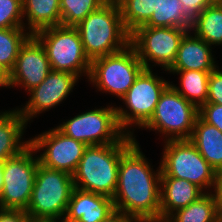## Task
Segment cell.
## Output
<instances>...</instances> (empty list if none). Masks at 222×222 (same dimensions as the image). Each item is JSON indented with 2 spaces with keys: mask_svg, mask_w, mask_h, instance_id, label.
Returning <instances> with one entry per match:
<instances>
[{
  "mask_svg": "<svg viewBox=\"0 0 222 222\" xmlns=\"http://www.w3.org/2000/svg\"><path fill=\"white\" fill-rule=\"evenodd\" d=\"M219 1H220V0H213L214 3H217V2H219Z\"/></svg>",
  "mask_w": 222,
  "mask_h": 222,
  "instance_id": "7bdbcfd3",
  "label": "cell"
},
{
  "mask_svg": "<svg viewBox=\"0 0 222 222\" xmlns=\"http://www.w3.org/2000/svg\"><path fill=\"white\" fill-rule=\"evenodd\" d=\"M133 143L88 146L72 174L77 189L113 198L121 155Z\"/></svg>",
  "mask_w": 222,
  "mask_h": 222,
  "instance_id": "3957f363",
  "label": "cell"
},
{
  "mask_svg": "<svg viewBox=\"0 0 222 222\" xmlns=\"http://www.w3.org/2000/svg\"><path fill=\"white\" fill-rule=\"evenodd\" d=\"M26 126L18 108L0 112V162L18 156L30 146V141H21Z\"/></svg>",
  "mask_w": 222,
  "mask_h": 222,
  "instance_id": "d6986e66",
  "label": "cell"
},
{
  "mask_svg": "<svg viewBox=\"0 0 222 222\" xmlns=\"http://www.w3.org/2000/svg\"><path fill=\"white\" fill-rule=\"evenodd\" d=\"M0 87H9L10 85V73L3 67L0 66Z\"/></svg>",
  "mask_w": 222,
  "mask_h": 222,
  "instance_id": "d590c367",
  "label": "cell"
},
{
  "mask_svg": "<svg viewBox=\"0 0 222 222\" xmlns=\"http://www.w3.org/2000/svg\"><path fill=\"white\" fill-rule=\"evenodd\" d=\"M56 128L64 135L87 146L136 141L134 136L127 135L119 126L114 106L83 112Z\"/></svg>",
  "mask_w": 222,
  "mask_h": 222,
  "instance_id": "8992f818",
  "label": "cell"
},
{
  "mask_svg": "<svg viewBox=\"0 0 222 222\" xmlns=\"http://www.w3.org/2000/svg\"><path fill=\"white\" fill-rule=\"evenodd\" d=\"M2 167H3V162H0V194H1L2 188H3Z\"/></svg>",
  "mask_w": 222,
  "mask_h": 222,
  "instance_id": "8d00e7d4",
  "label": "cell"
},
{
  "mask_svg": "<svg viewBox=\"0 0 222 222\" xmlns=\"http://www.w3.org/2000/svg\"><path fill=\"white\" fill-rule=\"evenodd\" d=\"M218 222H222V207L219 209Z\"/></svg>",
  "mask_w": 222,
  "mask_h": 222,
  "instance_id": "f35d334b",
  "label": "cell"
},
{
  "mask_svg": "<svg viewBox=\"0 0 222 222\" xmlns=\"http://www.w3.org/2000/svg\"><path fill=\"white\" fill-rule=\"evenodd\" d=\"M169 73L180 75L182 88L170 84L186 100L194 104L198 109L206 103L208 98V78L212 71L196 70H167ZM181 73V74H180Z\"/></svg>",
  "mask_w": 222,
  "mask_h": 222,
  "instance_id": "7402d4cb",
  "label": "cell"
},
{
  "mask_svg": "<svg viewBox=\"0 0 222 222\" xmlns=\"http://www.w3.org/2000/svg\"><path fill=\"white\" fill-rule=\"evenodd\" d=\"M158 0H126L121 6V16L126 30L131 33L143 26L157 9Z\"/></svg>",
  "mask_w": 222,
  "mask_h": 222,
  "instance_id": "4316f807",
  "label": "cell"
},
{
  "mask_svg": "<svg viewBox=\"0 0 222 222\" xmlns=\"http://www.w3.org/2000/svg\"><path fill=\"white\" fill-rule=\"evenodd\" d=\"M115 211L111 197L74 188L65 222H102Z\"/></svg>",
  "mask_w": 222,
  "mask_h": 222,
  "instance_id": "2e32d148",
  "label": "cell"
},
{
  "mask_svg": "<svg viewBox=\"0 0 222 222\" xmlns=\"http://www.w3.org/2000/svg\"><path fill=\"white\" fill-rule=\"evenodd\" d=\"M219 5H220V7L222 8V0H220L219 2H217Z\"/></svg>",
  "mask_w": 222,
  "mask_h": 222,
  "instance_id": "b9f144b4",
  "label": "cell"
},
{
  "mask_svg": "<svg viewBox=\"0 0 222 222\" xmlns=\"http://www.w3.org/2000/svg\"><path fill=\"white\" fill-rule=\"evenodd\" d=\"M74 188L71 174L39 164L25 210L31 222L63 220Z\"/></svg>",
  "mask_w": 222,
  "mask_h": 222,
  "instance_id": "277c9868",
  "label": "cell"
},
{
  "mask_svg": "<svg viewBox=\"0 0 222 222\" xmlns=\"http://www.w3.org/2000/svg\"><path fill=\"white\" fill-rule=\"evenodd\" d=\"M190 141L216 172L222 169V132L218 128L198 115Z\"/></svg>",
  "mask_w": 222,
  "mask_h": 222,
  "instance_id": "ffe728a7",
  "label": "cell"
},
{
  "mask_svg": "<svg viewBox=\"0 0 222 222\" xmlns=\"http://www.w3.org/2000/svg\"><path fill=\"white\" fill-rule=\"evenodd\" d=\"M51 66L46 50L40 41L31 35L21 46L15 65L10 71V85L25 88L28 92L37 87L50 73Z\"/></svg>",
  "mask_w": 222,
  "mask_h": 222,
  "instance_id": "5bb4252c",
  "label": "cell"
},
{
  "mask_svg": "<svg viewBox=\"0 0 222 222\" xmlns=\"http://www.w3.org/2000/svg\"><path fill=\"white\" fill-rule=\"evenodd\" d=\"M214 196L219 210L222 207V169L216 172Z\"/></svg>",
  "mask_w": 222,
  "mask_h": 222,
  "instance_id": "836d02e7",
  "label": "cell"
},
{
  "mask_svg": "<svg viewBox=\"0 0 222 222\" xmlns=\"http://www.w3.org/2000/svg\"><path fill=\"white\" fill-rule=\"evenodd\" d=\"M211 48L205 41L188 32L181 40L176 59L168 70L213 71L217 65Z\"/></svg>",
  "mask_w": 222,
  "mask_h": 222,
  "instance_id": "ac0fdd59",
  "label": "cell"
},
{
  "mask_svg": "<svg viewBox=\"0 0 222 222\" xmlns=\"http://www.w3.org/2000/svg\"><path fill=\"white\" fill-rule=\"evenodd\" d=\"M182 2L183 8L182 13L184 16L192 23L200 13L212 5L213 0H180Z\"/></svg>",
  "mask_w": 222,
  "mask_h": 222,
  "instance_id": "1f68e13d",
  "label": "cell"
},
{
  "mask_svg": "<svg viewBox=\"0 0 222 222\" xmlns=\"http://www.w3.org/2000/svg\"><path fill=\"white\" fill-rule=\"evenodd\" d=\"M147 160L137 141L121 155L112 198L115 210L139 222L160 219L161 166L155 172Z\"/></svg>",
  "mask_w": 222,
  "mask_h": 222,
  "instance_id": "6da1fadb",
  "label": "cell"
},
{
  "mask_svg": "<svg viewBox=\"0 0 222 222\" xmlns=\"http://www.w3.org/2000/svg\"><path fill=\"white\" fill-rule=\"evenodd\" d=\"M22 18V0H0V29L25 28Z\"/></svg>",
  "mask_w": 222,
  "mask_h": 222,
  "instance_id": "f1b7e54d",
  "label": "cell"
},
{
  "mask_svg": "<svg viewBox=\"0 0 222 222\" xmlns=\"http://www.w3.org/2000/svg\"><path fill=\"white\" fill-rule=\"evenodd\" d=\"M46 50L51 70L89 78L91 60L87 57L78 30L73 26H54L34 34Z\"/></svg>",
  "mask_w": 222,
  "mask_h": 222,
  "instance_id": "5b68a950",
  "label": "cell"
},
{
  "mask_svg": "<svg viewBox=\"0 0 222 222\" xmlns=\"http://www.w3.org/2000/svg\"><path fill=\"white\" fill-rule=\"evenodd\" d=\"M26 28L0 29V66L9 73L13 69L21 46L31 36Z\"/></svg>",
  "mask_w": 222,
  "mask_h": 222,
  "instance_id": "484cf974",
  "label": "cell"
},
{
  "mask_svg": "<svg viewBox=\"0 0 222 222\" xmlns=\"http://www.w3.org/2000/svg\"><path fill=\"white\" fill-rule=\"evenodd\" d=\"M170 84L153 74L152 69L144 68L140 72L133 85L121 98L129 110L116 107L119 126L127 135L133 136V132L129 130L132 125L142 128L150 120L161 94Z\"/></svg>",
  "mask_w": 222,
  "mask_h": 222,
  "instance_id": "52a82bcc",
  "label": "cell"
},
{
  "mask_svg": "<svg viewBox=\"0 0 222 222\" xmlns=\"http://www.w3.org/2000/svg\"><path fill=\"white\" fill-rule=\"evenodd\" d=\"M206 192L188 180L161 176L160 219H167L176 210L187 207Z\"/></svg>",
  "mask_w": 222,
  "mask_h": 222,
  "instance_id": "e0dca14e",
  "label": "cell"
},
{
  "mask_svg": "<svg viewBox=\"0 0 222 222\" xmlns=\"http://www.w3.org/2000/svg\"><path fill=\"white\" fill-rule=\"evenodd\" d=\"M188 32L177 27L139 26L130 33V45L145 69H151V61L167 71L174 63L181 40Z\"/></svg>",
  "mask_w": 222,
  "mask_h": 222,
  "instance_id": "8fae6325",
  "label": "cell"
},
{
  "mask_svg": "<svg viewBox=\"0 0 222 222\" xmlns=\"http://www.w3.org/2000/svg\"><path fill=\"white\" fill-rule=\"evenodd\" d=\"M37 222H60L59 220H52V221H37ZM61 222H65L64 220H61Z\"/></svg>",
  "mask_w": 222,
  "mask_h": 222,
  "instance_id": "ab89813d",
  "label": "cell"
},
{
  "mask_svg": "<svg viewBox=\"0 0 222 222\" xmlns=\"http://www.w3.org/2000/svg\"><path fill=\"white\" fill-rule=\"evenodd\" d=\"M23 20L26 16L29 33L61 25L60 0H22Z\"/></svg>",
  "mask_w": 222,
  "mask_h": 222,
  "instance_id": "44dd1931",
  "label": "cell"
},
{
  "mask_svg": "<svg viewBox=\"0 0 222 222\" xmlns=\"http://www.w3.org/2000/svg\"><path fill=\"white\" fill-rule=\"evenodd\" d=\"M219 210L212 192L205 193L187 207L178 209L166 220L168 222H218Z\"/></svg>",
  "mask_w": 222,
  "mask_h": 222,
  "instance_id": "603a6c76",
  "label": "cell"
},
{
  "mask_svg": "<svg viewBox=\"0 0 222 222\" xmlns=\"http://www.w3.org/2000/svg\"><path fill=\"white\" fill-rule=\"evenodd\" d=\"M102 222H139V221L131 216H128L120 211L115 210Z\"/></svg>",
  "mask_w": 222,
  "mask_h": 222,
  "instance_id": "e575fe53",
  "label": "cell"
},
{
  "mask_svg": "<svg viewBox=\"0 0 222 222\" xmlns=\"http://www.w3.org/2000/svg\"><path fill=\"white\" fill-rule=\"evenodd\" d=\"M198 115L206 123L214 125L222 132V105L205 103L199 108Z\"/></svg>",
  "mask_w": 222,
  "mask_h": 222,
  "instance_id": "4dcf8cb0",
  "label": "cell"
},
{
  "mask_svg": "<svg viewBox=\"0 0 222 222\" xmlns=\"http://www.w3.org/2000/svg\"><path fill=\"white\" fill-rule=\"evenodd\" d=\"M199 109L171 85L161 94L150 120L142 127L158 131L168 140H190Z\"/></svg>",
  "mask_w": 222,
  "mask_h": 222,
  "instance_id": "30bf717a",
  "label": "cell"
},
{
  "mask_svg": "<svg viewBox=\"0 0 222 222\" xmlns=\"http://www.w3.org/2000/svg\"><path fill=\"white\" fill-rule=\"evenodd\" d=\"M208 45L222 44V8L218 3L205 8L192 22L191 31Z\"/></svg>",
  "mask_w": 222,
  "mask_h": 222,
  "instance_id": "cb8c5ba5",
  "label": "cell"
},
{
  "mask_svg": "<svg viewBox=\"0 0 222 222\" xmlns=\"http://www.w3.org/2000/svg\"><path fill=\"white\" fill-rule=\"evenodd\" d=\"M75 74L51 70L48 76L29 91L30 99L19 112L28 123L31 118L56 105H59L71 93L78 81Z\"/></svg>",
  "mask_w": 222,
  "mask_h": 222,
  "instance_id": "9a60e30c",
  "label": "cell"
},
{
  "mask_svg": "<svg viewBox=\"0 0 222 222\" xmlns=\"http://www.w3.org/2000/svg\"><path fill=\"white\" fill-rule=\"evenodd\" d=\"M114 2L118 7H120L126 0H111Z\"/></svg>",
  "mask_w": 222,
  "mask_h": 222,
  "instance_id": "74e56055",
  "label": "cell"
},
{
  "mask_svg": "<svg viewBox=\"0 0 222 222\" xmlns=\"http://www.w3.org/2000/svg\"><path fill=\"white\" fill-rule=\"evenodd\" d=\"M108 0H60L61 25L75 27Z\"/></svg>",
  "mask_w": 222,
  "mask_h": 222,
  "instance_id": "83f0119b",
  "label": "cell"
},
{
  "mask_svg": "<svg viewBox=\"0 0 222 222\" xmlns=\"http://www.w3.org/2000/svg\"><path fill=\"white\" fill-rule=\"evenodd\" d=\"M0 222H31L25 210L0 208Z\"/></svg>",
  "mask_w": 222,
  "mask_h": 222,
  "instance_id": "d6a6232c",
  "label": "cell"
},
{
  "mask_svg": "<svg viewBox=\"0 0 222 222\" xmlns=\"http://www.w3.org/2000/svg\"><path fill=\"white\" fill-rule=\"evenodd\" d=\"M180 0H158L157 9L143 26L177 27L191 31L192 23L182 13Z\"/></svg>",
  "mask_w": 222,
  "mask_h": 222,
  "instance_id": "d4e9b609",
  "label": "cell"
},
{
  "mask_svg": "<svg viewBox=\"0 0 222 222\" xmlns=\"http://www.w3.org/2000/svg\"><path fill=\"white\" fill-rule=\"evenodd\" d=\"M164 143L161 176L188 180L203 191L214 189L216 171L190 140H168Z\"/></svg>",
  "mask_w": 222,
  "mask_h": 222,
  "instance_id": "9c48e42d",
  "label": "cell"
},
{
  "mask_svg": "<svg viewBox=\"0 0 222 222\" xmlns=\"http://www.w3.org/2000/svg\"><path fill=\"white\" fill-rule=\"evenodd\" d=\"M75 28L91 61L130 45V33L123 24L120 7L111 0L87 15Z\"/></svg>",
  "mask_w": 222,
  "mask_h": 222,
  "instance_id": "7a4b0ae2",
  "label": "cell"
},
{
  "mask_svg": "<svg viewBox=\"0 0 222 222\" xmlns=\"http://www.w3.org/2000/svg\"><path fill=\"white\" fill-rule=\"evenodd\" d=\"M35 153V150L29 146L18 156L3 162L0 208L27 209L39 165L38 155L35 157Z\"/></svg>",
  "mask_w": 222,
  "mask_h": 222,
  "instance_id": "7c38bea8",
  "label": "cell"
},
{
  "mask_svg": "<svg viewBox=\"0 0 222 222\" xmlns=\"http://www.w3.org/2000/svg\"><path fill=\"white\" fill-rule=\"evenodd\" d=\"M35 152H44L38 156L39 164L53 170L73 174L88 147L81 141L64 135L56 127L29 140Z\"/></svg>",
  "mask_w": 222,
  "mask_h": 222,
  "instance_id": "4fadbf2b",
  "label": "cell"
},
{
  "mask_svg": "<svg viewBox=\"0 0 222 222\" xmlns=\"http://www.w3.org/2000/svg\"><path fill=\"white\" fill-rule=\"evenodd\" d=\"M206 103L222 105V71L216 67L208 78V98Z\"/></svg>",
  "mask_w": 222,
  "mask_h": 222,
  "instance_id": "f546056e",
  "label": "cell"
},
{
  "mask_svg": "<svg viewBox=\"0 0 222 222\" xmlns=\"http://www.w3.org/2000/svg\"><path fill=\"white\" fill-rule=\"evenodd\" d=\"M144 69L135 49H125L91 61L89 80L99 91L122 98Z\"/></svg>",
  "mask_w": 222,
  "mask_h": 222,
  "instance_id": "ba28073f",
  "label": "cell"
},
{
  "mask_svg": "<svg viewBox=\"0 0 222 222\" xmlns=\"http://www.w3.org/2000/svg\"><path fill=\"white\" fill-rule=\"evenodd\" d=\"M152 222H168L166 219H158V220H154Z\"/></svg>",
  "mask_w": 222,
  "mask_h": 222,
  "instance_id": "60d3db41",
  "label": "cell"
}]
</instances>
